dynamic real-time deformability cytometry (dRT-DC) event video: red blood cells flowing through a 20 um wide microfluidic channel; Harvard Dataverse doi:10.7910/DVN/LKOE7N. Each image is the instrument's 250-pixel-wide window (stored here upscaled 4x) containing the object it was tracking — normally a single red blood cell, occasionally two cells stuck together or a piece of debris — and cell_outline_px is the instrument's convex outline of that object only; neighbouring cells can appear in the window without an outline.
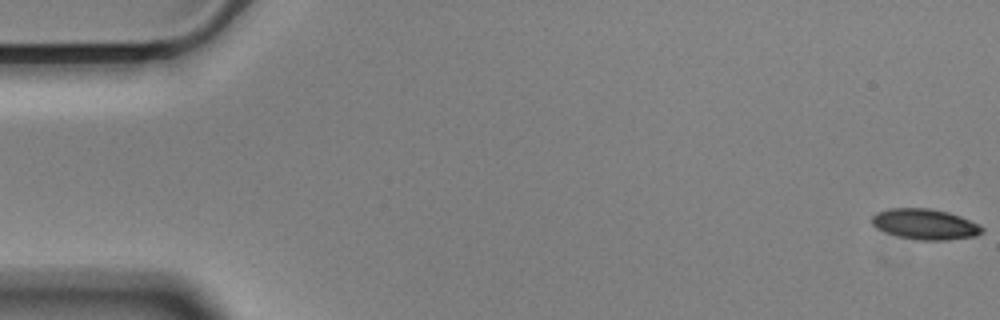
{"species": "Egyptian fruit bat (a non-hibernating species)", "species_latin": "Rousettus aegyptiacus", "temperature_condition": "cold", "stored_images_in_passage": 57, "camera_frame_rate_fps": 3000, "um_per_image_px": 0.085, "animal": {"sex": "male"}, "frame": {"image": 1, "passage_image": 1, "time_ms": 0.0, "image_size_px": [1000, 320], "cell_outline_px": [[984, 232], [976, 236], [948, 240], [916, 240], [896, 236], [884, 232], [876, 228], [872, 224], [872, 216], [876, 212], [888, 208], [928, 208], [948, 212], [960, 216], [980, 224], [984, 228]], "centroid_in_image_um": [78.63, 19.06], "position_along_channel_um": 6.4, "area_um2": 19.94}}
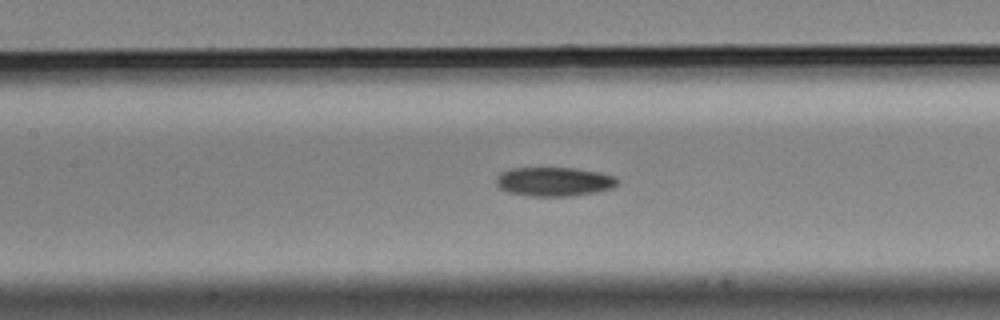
{"frame": {"image": 2, "passage_image": 26, "time_ms": 8.333, "image_size_px": [1000, 320], "cell_outline_px": [[620, 180], [612, 188], [596, 192], [572, 196], [532, 196], [508, 192], [500, 188], [496, 184], [496, 176], [500, 172], [512, 168], [576, 168], [600, 172], [616, 176]], "centroid_in_image_um": [47.11, 15.43], "position_along_channel_um": 160.3, "area_um2": 20.69}}
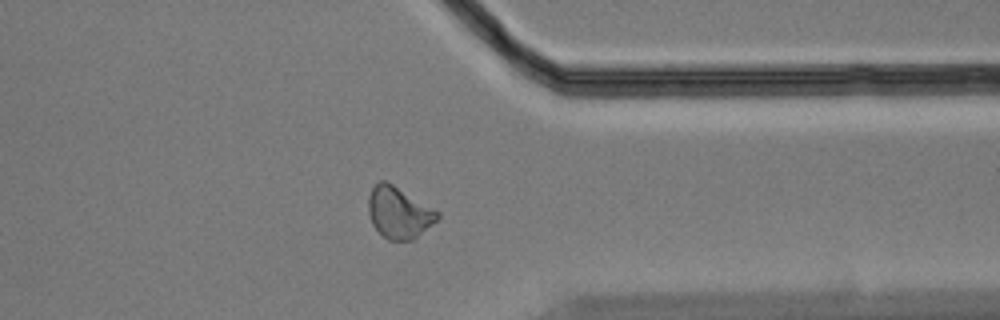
{"frame": {"image": 3, "passage_image": 45, "time_ms": 14.667, "image_size_px": [1000, 320], "cell_outline_px": [[440, 216], [432, 224], [412, 240], [388, 240], [372, 224], [368, 212], [368, 196], [372, 188], [380, 180], [384, 180], [392, 184], [440, 212]], "centroid_in_image_um": [33.89, 18.06], "position_along_channel_um": 377.5, "area_um2": 20.4}, "authors_computed_cell_mechanics": {"area_um2": 20.519, "velocity_mm_per_s": 3.5301, "shape_relaxation_time_tau1_ms": 5.3905, "shape_relaxation_time_tau2_ms": null, "deformation_change_tau1": 0.1124, "deformation_change_tau2": null}}